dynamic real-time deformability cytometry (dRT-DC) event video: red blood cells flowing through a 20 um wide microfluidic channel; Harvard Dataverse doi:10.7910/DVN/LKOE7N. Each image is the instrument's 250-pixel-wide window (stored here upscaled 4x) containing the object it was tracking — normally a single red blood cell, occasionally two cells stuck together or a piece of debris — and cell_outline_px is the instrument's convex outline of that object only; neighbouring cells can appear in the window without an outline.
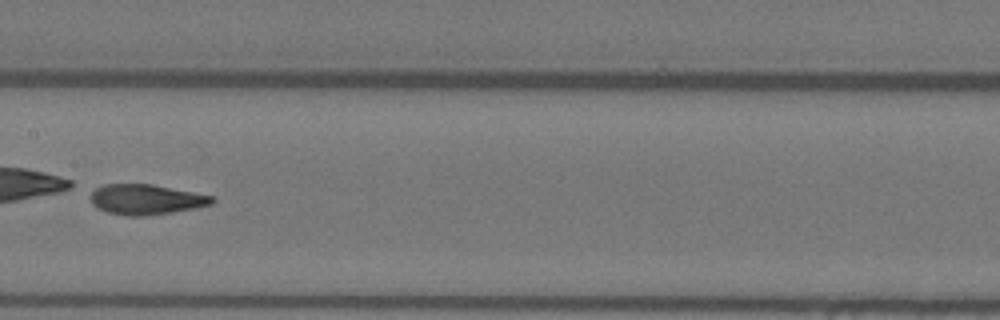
{"species": "Egyptian fruit bat (a non-hibernating species)", "species_latin": "Rousettus aegyptiacus", "temperature_condition": "warm", "stored_images_in_passage": 5, "camera_frame_rate_fps": 3000, "um_per_image_px": 0.085, "animal": {"sex": "female"}, "frame": {"image": 1, "passage_image": 5, "time_ms": 1.333, "image_size_px": [1000, 320], "cell_outline_px": [[216, 200], [212, 204], [196, 208], [172, 212], [144, 216], [128, 216], [108, 212], [96, 208], [92, 204], [92, 192], [96, 188], [104, 184], [152, 184], [212, 196]], "centroid_in_image_um": [12.41, 16.96], "position_along_channel_um": 195.0, "area_um2": 21.27}}